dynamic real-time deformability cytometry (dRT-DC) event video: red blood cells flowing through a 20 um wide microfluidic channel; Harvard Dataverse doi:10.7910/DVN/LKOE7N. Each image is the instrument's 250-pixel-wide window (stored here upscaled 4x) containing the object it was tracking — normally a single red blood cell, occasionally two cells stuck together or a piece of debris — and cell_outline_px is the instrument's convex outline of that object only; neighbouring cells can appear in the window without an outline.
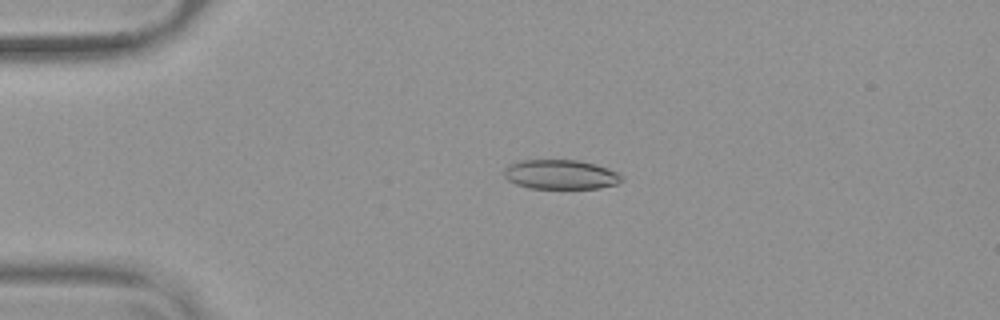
{"species": "common noctule bat (a hibernating species)", "species_latin": "Nyctalus noctula", "temperature_condition": "warm", "stored_images_in_passage": 54, "camera_frame_rate_fps": 3000, "um_per_image_px": 0.085, "animal": {"sex": "female", "body_mass_g": 19.9}, "frame": {"image": 1, "passage_image": 13, "time_ms": 4.0, "image_size_px": [1000, 320], "cell_outline_px": [[624, 180], [616, 184], [600, 188], [532, 188], [516, 184], [508, 180], [504, 176], [504, 168], [508, 164], [520, 160], [580, 160], [608, 168], [624, 176]], "centroid_in_image_um": [47.66, 14.82], "position_along_channel_um": 37.3, "area_um2": 20.29}}
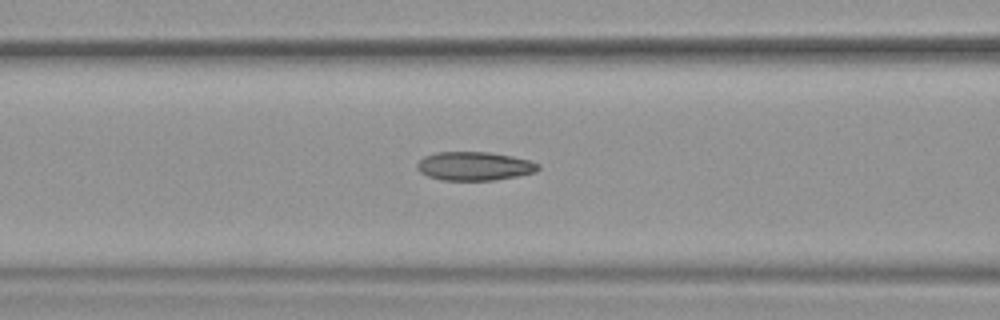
{"frame": {"image": 2, "passage_image": 23, "time_ms": 7.333, "image_size_px": [1000, 320], "cell_outline_px": [[540, 168], [536, 172], [496, 180], [440, 180], [428, 176], [420, 172], [416, 168], [416, 164], [424, 156], [436, 152], [488, 152], [512, 156], [528, 160], [540, 164]], "centroid_in_image_um": [40.31, 14.12], "position_along_channel_um": 126.3, "area_um2": 20.29}}
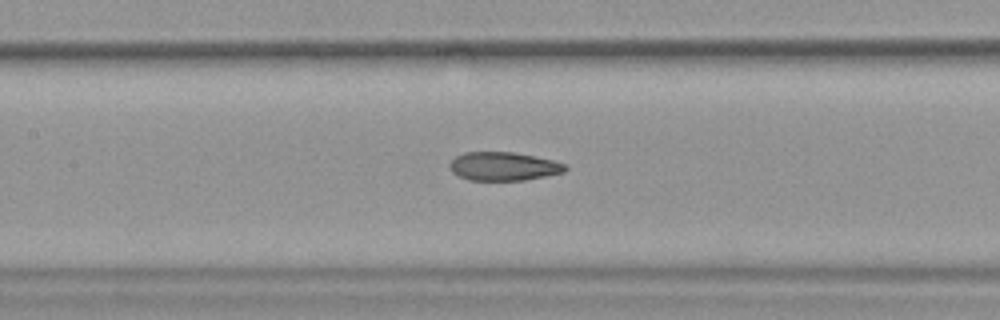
{"frame": {"image": 3, "passage_image": 26, "time_ms": 8.333, "image_size_px": [1000, 320], "cell_outline_px": [[568, 168], [564, 172], [524, 180], [468, 180], [452, 172], [448, 164], [456, 156], [464, 152], [512, 152], [552, 160], [564, 164]], "centroid_in_image_um": [42.76, 14.14], "position_along_channel_um": 164.6, "area_um2": 19.02}, "authors_computed_cell_mechanics": {"area_um2": 20.6057, "velocity_mm_per_s": 3.8284, "shape_relaxation_time_tau1_ms": null, "shape_relaxation_time_tau2_ms": 2.1255, "deformation_change_tau1": null, "deformation_change_tau2": 0.0981}}